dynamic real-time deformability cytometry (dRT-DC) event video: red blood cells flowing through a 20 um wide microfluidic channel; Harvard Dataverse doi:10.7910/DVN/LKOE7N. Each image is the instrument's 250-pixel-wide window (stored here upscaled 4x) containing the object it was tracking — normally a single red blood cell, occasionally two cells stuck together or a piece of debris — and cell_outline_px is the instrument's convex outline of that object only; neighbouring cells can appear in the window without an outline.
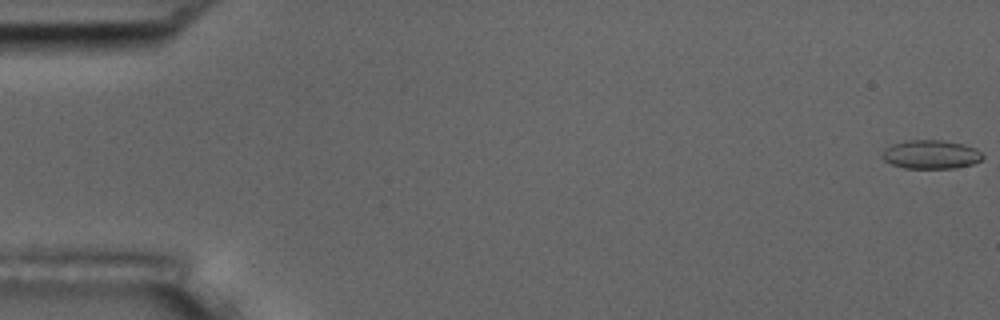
{"species": "common noctule bat (a hibernating species)", "species_latin": "Nyctalus noctula", "temperature_condition": "room temperature", "stored_images_in_passage": 8, "camera_frame_rate_fps": 3000, "um_per_image_px": 0.085, "animal": {"sex": "male", "body_mass_g": 17.5, "forearm_length_mm": 52.3}, "frame": {"image": 1, "passage_image": 1, "time_ms": 0.0, "image_size_px": [1000, 320], "cell_outline_px": [[984, 156], [980, 160], [972, 164], [952, 168], [904, 168], [892, 164], [884, 160], [880, 156], [884, 148], [892, 144], [904, 140], [944, 140], [964, 144], [976, 148]], "centroid_in_image_um": [79.09, 13.11], "position_along_channel_um": 5.9, "area_um2": 16.94}}
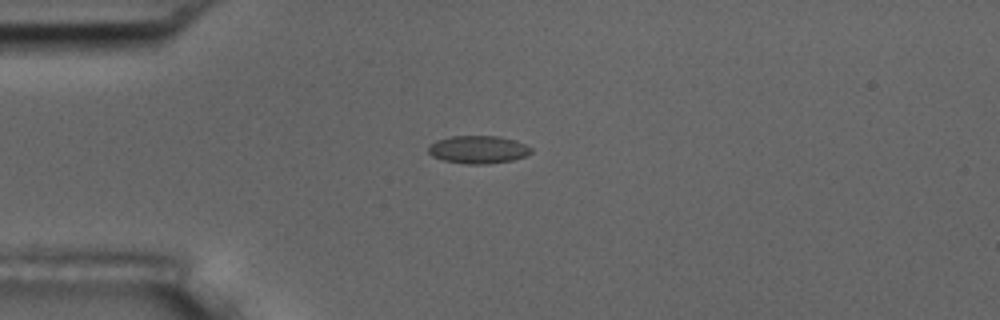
{"frame": {"image": 2, "passage_image": 5, "time_ms": 4.667, "image_size_px": [1000, 320], "cell_outline_px": [[532, 152], [524, 156], [512, 160], [484, 164], [468, 164], [444, 160], [432, 156], [428, 152], [428, 148], [436, 140], [452, 136], [500, 136], [516, 140], [532, 148]], "centroid_in_image_um": [40.65, 12.7], "position_along_channel_um": 44.3, "area_um2": 16.53}}